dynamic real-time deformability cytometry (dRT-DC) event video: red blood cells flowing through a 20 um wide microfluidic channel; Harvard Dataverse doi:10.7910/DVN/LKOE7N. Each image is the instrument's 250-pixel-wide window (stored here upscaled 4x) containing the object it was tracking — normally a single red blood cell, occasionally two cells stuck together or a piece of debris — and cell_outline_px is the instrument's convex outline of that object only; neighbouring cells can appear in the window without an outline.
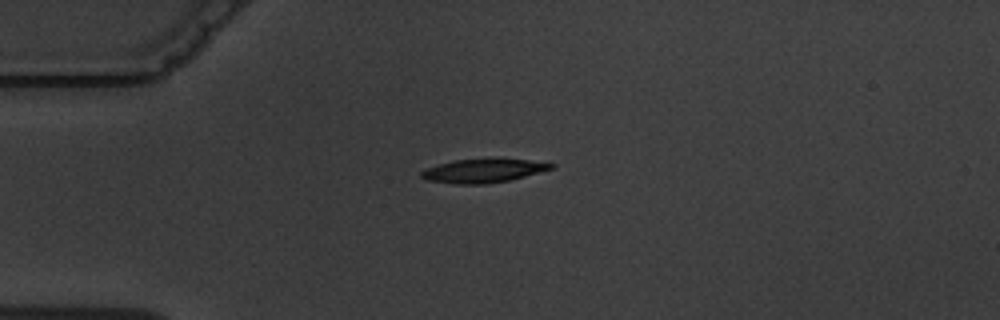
{"species": "common noctule bat (a hibernating species)", "species_latin": "Nyctalus noctula", "temperature_condition": "warm", "stored_images_in_passage": 1, "camera_frame_rate_fps": 3000, "um_per_image_px": 0.085, "animal": {"sex": "male", "body_mass_g": 19.5, "forearm_length_mm": 54.6}, "frame": {"image": 1, "passage_image": 1, "time_ms": 0.0, "image_size_px": [1000, 320], "cell_outline_px": [[556, 168], [508, 180], [484, 184], [456, 184], [428, 180], [420, 176], [420, 172], [424, 168], [456, 160], [496, 156], [528, 160], [556, 164]], "centroid_in_image_um": [41.11, 14.47], "position_along_channel_um": 43.9, "area_um2": 18.44}}